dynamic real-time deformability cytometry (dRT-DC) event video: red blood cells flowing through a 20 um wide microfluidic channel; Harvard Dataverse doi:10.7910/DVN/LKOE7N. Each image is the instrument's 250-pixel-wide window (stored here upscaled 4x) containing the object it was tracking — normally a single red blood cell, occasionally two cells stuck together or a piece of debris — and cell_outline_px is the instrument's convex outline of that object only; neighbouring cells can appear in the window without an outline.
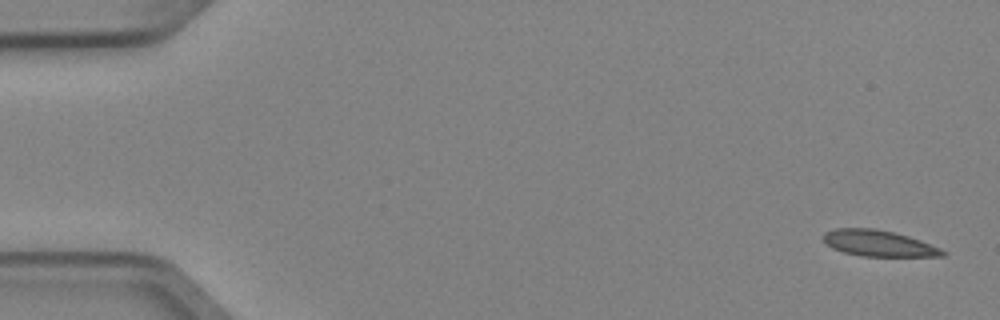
{"species": "Egyptian fruit bat (a non-hibernating species)", "species_latin": "Rousettus aegyptiacus", "temperature_condition": "cold", "stored_images_in_passage": 4, "camera_frame_rate_fps": 3000, "um_per_image_px": 0.085, "animal": {"sex": "female"}, "frame": {"image": 1, "passage_image": 1, "time_ms": 0.0, "image_size_px": [1000, 320], "cell_outline_px": [[948, 252], [944, 256], [860, 256], [844, 252], [832, 248], [824, 240], [824, 232], [836, 228], [872, 228], [892, 232], [908, 236], [920, 240], [940, 248]], "centroid_in_image_um": [74.69, 20.68], "position_along_channel_um": 10.3, "area_um2": 17.98}}